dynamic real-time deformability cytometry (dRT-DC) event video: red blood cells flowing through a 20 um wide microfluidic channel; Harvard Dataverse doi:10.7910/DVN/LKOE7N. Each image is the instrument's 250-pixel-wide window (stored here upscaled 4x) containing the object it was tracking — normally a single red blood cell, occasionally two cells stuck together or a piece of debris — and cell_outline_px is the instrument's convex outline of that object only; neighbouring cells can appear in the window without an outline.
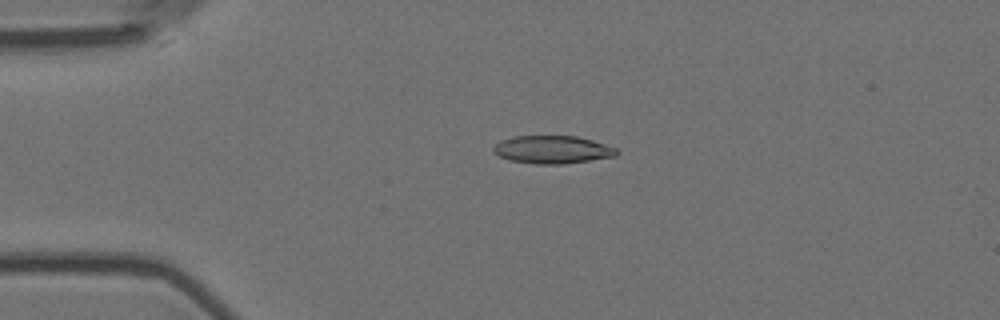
{"species": "Egyptian fruit bat (a non-hibernating species)", "species_latin": "Rousettus aegyptiacus", "temperature_condition": "room temperature", "stored_images_in_passage": 4, "camera_frame_rate_fps": 3000, "um_per_image_px": 0.085, "animal": {"sex": "female"}, "frame": {"image": 1, "passage_image": 3, "time_ms": 0.667, "image_size_px": [1000, 320], "cell_outline_px": [[620, 152], [616, 156], [564, 164], [536, 164], [508, 160], [492, 152], [492, 148], [500, 140], [512, 136], [576, 136], [592, 140], [616, 148]], "centroid_in_image_um": [46.93, 12.72], "position_along_channel_um": 38.1, "area_um2": 20.11}}